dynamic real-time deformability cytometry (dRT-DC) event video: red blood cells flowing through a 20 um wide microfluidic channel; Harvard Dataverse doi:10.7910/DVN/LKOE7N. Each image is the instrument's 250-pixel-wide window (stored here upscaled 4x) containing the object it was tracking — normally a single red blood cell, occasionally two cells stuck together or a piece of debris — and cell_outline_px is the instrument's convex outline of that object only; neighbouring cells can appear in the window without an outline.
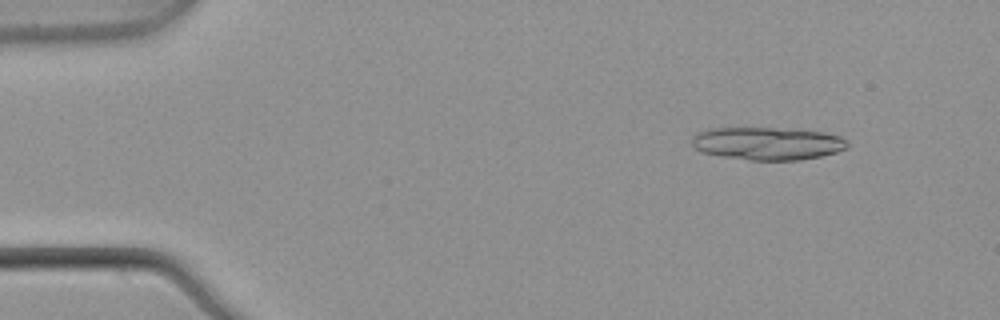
{"species": "common noctule bat (a hibernating species)", "species_latin": "Nyctalus noctula", "temperature_condition": "warm", "stored_images_in_passage": 20, "camera_frame_rate_fps": 3000, "um_per_image_px": 0.085, "animal": {"sex": "male", "body_mass_g": 21.5, "forearm_length_mm": 52.0}, "frame": {"image": 1, "passage_image": 6, "time_ms": 1.667, "image_size_px": [1000, 320], "cell_outline_px": [[848, 148], [836, 152], [820, 156], [800, 160], [748, 160], [700, 152], [692, 144], [692, 136], [696, 132], [708, 128], [772, 128], [824, 132], [840, 136], [848, 140]], "centroid_in_image_um": [65.23, 12.19], "position_along_channel_um": 19.8, "area_um2": 29.77}}